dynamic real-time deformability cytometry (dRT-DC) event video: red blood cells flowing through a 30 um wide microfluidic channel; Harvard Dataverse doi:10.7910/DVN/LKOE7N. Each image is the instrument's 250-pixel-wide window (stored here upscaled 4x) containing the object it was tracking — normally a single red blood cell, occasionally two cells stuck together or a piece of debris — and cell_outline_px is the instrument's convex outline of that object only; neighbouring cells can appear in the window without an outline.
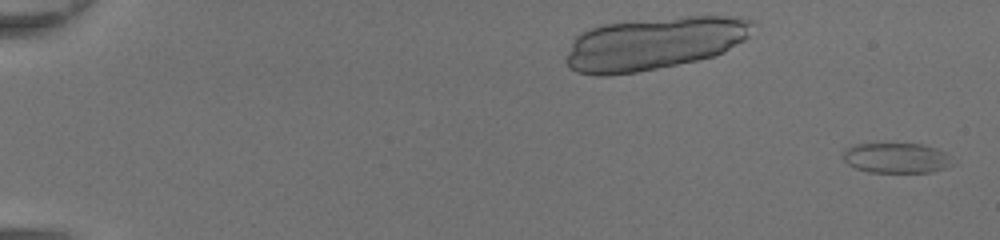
{"species": "common noctule bat (a hibernating species)", "species_latin": "Nyctalus noctula", "temperature_condition": "room temperature", "stored_images_in_passage": 50, "camera_frame_rate_fps": 3000, "um_per_image_px": 0.085, "animal": {"sex": "female", "body_mass_g": 20.0, "forearm_length_mm": 54.0}, "frame": {"image": 1, "passage_image": 2, "time_ms": 0.333, "image_size_px": [1000, 240], "cell_outline_px": [[956, 164], [932, 172], [868, 172], [856, 168], [848, 164], [840, 156], [844, 148], [856, 144], [924, 144], [936, 148], [944, 152]], "centroid_in_image_um": [76.17, 13.43], "position_along_channel_um": 8.8, "area_um2": 19.42}}
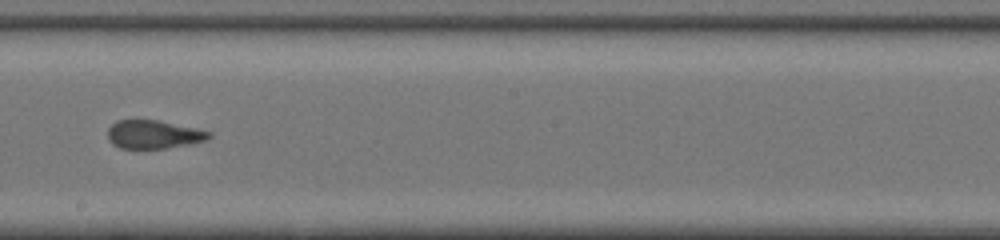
{"frame": {"image": 2, "passage_image": 31, "time_ms": 10.0, "image_size_px": [1000, 240], "cell_outline_px": [[212, 136], [208, 140], [192, 144], [168, 148], [120, 148], [112, 144], [108, 140], [108, 128], [116, 120], [156, 120], [196, 128], [212, 132]], "centroid_in_image_um": [13.08, 11.43], "position_along_channel_um": 235.1, "area_um2": 16.88}}
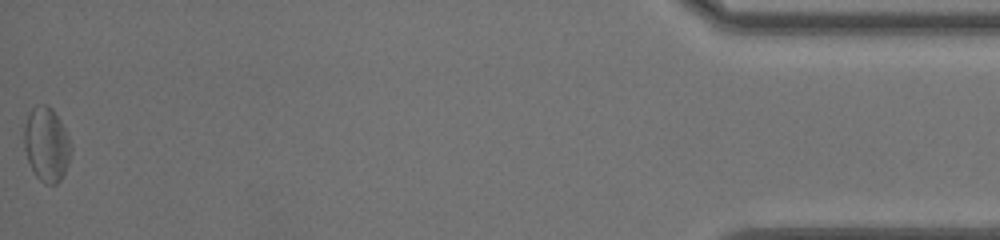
{"frame": {"image": 3, "passage_image": 50, "time_ms": 16.333, "image_size_px": [1000, 240], "cell_outline_px": [[72, 152], [68, 164], [60, 180], [56, 184], [44, 184], [36, 176], [28, 160], [24, 148], [24, 124], [28, 112], [36, 104], [48, 104], [52, 108], [60, 120], [68, 136], [72, 148]], "centroid_in_image_um": [3.95, 12.24], "position_along_channel_um": 431.3, "area_um2": 20.46}, "authors_computed_cell_mechanics": {"area_um2": 18.6116, "velocity_mm_per_s": 4.4089, "shape_relaxation_time_tau1_ms": null, "shape_relaxation_time_tau2_ms": 1.3894, "deformation_change_tau1": null, "deformation_change_tau2": 0.0901}}